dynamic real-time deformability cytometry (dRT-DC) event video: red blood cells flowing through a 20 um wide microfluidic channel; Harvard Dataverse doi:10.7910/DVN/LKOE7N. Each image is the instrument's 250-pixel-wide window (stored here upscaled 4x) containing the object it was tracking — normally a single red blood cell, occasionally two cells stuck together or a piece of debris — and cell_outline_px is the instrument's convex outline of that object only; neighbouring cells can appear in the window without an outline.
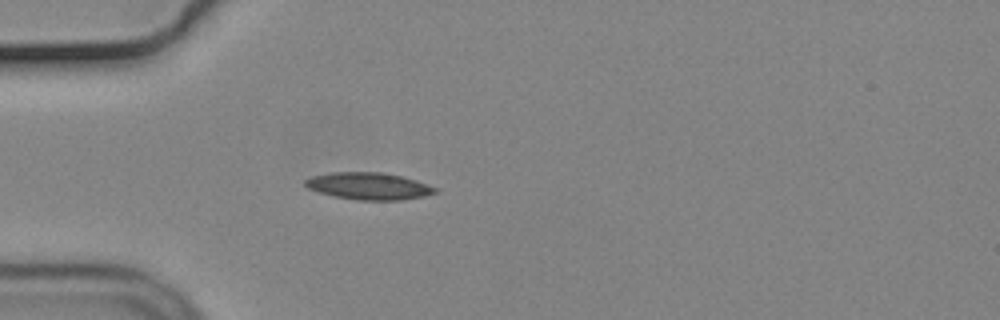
{"species": "common noctule bat (a hibernating species)", "species_latin": "Nyctalus noctula", "temperature_condition": "cold", "stored_images_in_passage": 40, "camera_frame_rate_fps": 3000, "um_per_image_px": 0.085, "animal": {"sex": "male", "body_mass_g": 19.2, "forearm_length_mm": 51.8}, "frame": {"image": 1, "passage_image": 1, "time_ms": 0.0, "image_size_px": [1000, 320], "cell_outline_px": [[440, 188], [436, 192], [424, 196], [400, 200], [356, 200], [336, 196], [320, 192], [308, 188], [304, 184], [304, 180], [312, 176], [328, 172], [384, 172], [416, 180]], "centroid_in_image_um": [31.36, 15.81], "position_along_channel_um": 53.6, "area_um2": 20.52}}
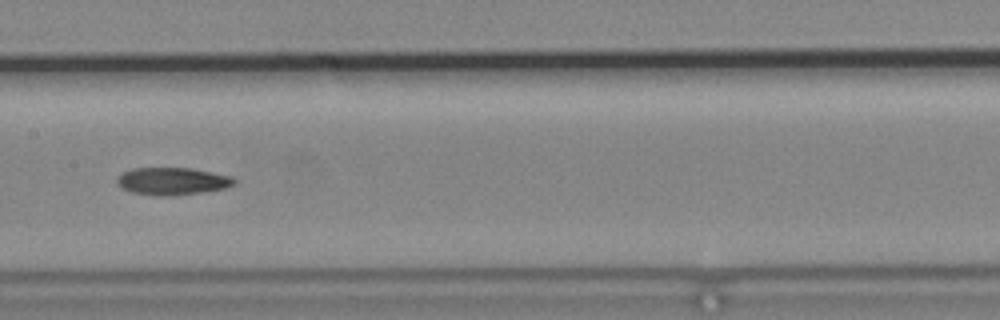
{"frame": {"image": 2, "passage_image": 13, "time_ms": 4.0, "image_size_px": [1000, 320], "cell_outline_px": [[236, 184], [224, 188], [204, 192], [168, 196], [156, 196], [132, 192], [124, 188], [116, 180], [124, 172], [132, 168], [192, 168], [232, 176], [236, 180]], "centroid_in_image_um": [14.71, 15.4], "position_along_channel_um": 192.7, "area_um2": 18.61}}
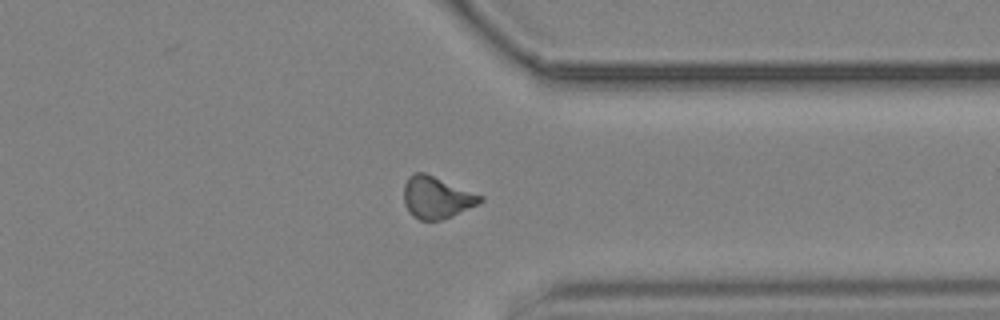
{"frame": {"image": 3, "passage_image": 28, "time_ms": 9.0, "image_size_px": [1000, 320], "cell_outline_px": [[484, 200], [480, 204], [440, 220], [420, 220], [412, 216], [408, 212], [404, 204], [404, 184], [408, 176], [416, 172], [424, 172], [484, 196]], "centroid_in_image_um": [37.1, 16.78], "position_along_channel_um": 374.3, "area_um2": 18.73}, "authors_computed_cell_mechanics": {"area_um2": 18.5827, "velocity_mm_per_s": 3.6901, "shape_relaxation_time_tau1_ms": null, "shape_relaxation_time_tau2_ms": 5.3879, "deformation_change_tau1": null, "deformation_change_tau2": 0.1352}}